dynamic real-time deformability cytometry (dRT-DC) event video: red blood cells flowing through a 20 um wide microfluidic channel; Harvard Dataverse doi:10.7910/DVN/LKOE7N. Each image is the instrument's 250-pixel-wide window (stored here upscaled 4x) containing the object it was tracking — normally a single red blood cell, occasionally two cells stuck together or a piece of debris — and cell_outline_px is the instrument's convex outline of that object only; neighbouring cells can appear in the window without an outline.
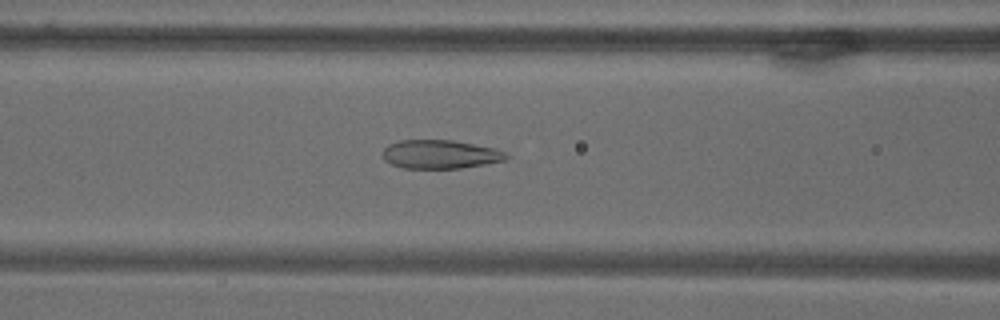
{"species": "common noctule bat (a hibernating species)", "species_latin": "Nyctalus noctula", "temperature_condition": "warm", "stored_images_in_passage": 71, "camera_frame_rate_fps": 3000, "um_per_image_px": 0.085, "animal": {"sex": "male", "body_mass_g": 18.8}, "frame": {"image": 1, "passage_image": 30, "time_ms": 9.667, "image_size_px": [1000, 320], "cell_outline_px": [[508, 156], [504, 160], [484, 164], [460, 168], [404, 168], [392, 164], [384, 160], [384, 148], [388, 144], [400, 140], [452, 140], [496, 148], [504, 152]], "centroid_in_image_um": [37.4, 13.11], "position_along_channel_um": 129.2, "area_um2": 20.46}}
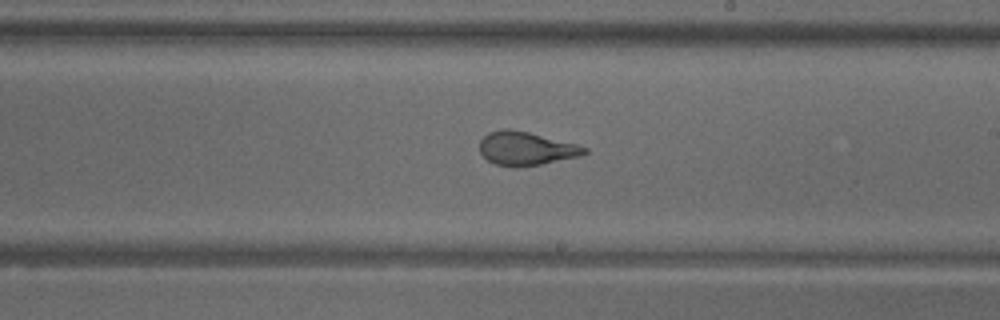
{"frame": {"image": 2, "passage_image": 42, "time_ms": 13.667, "image_size_px": [1000, 320], "cell_outline_px": [[588, 152], [580, 156], [520, 168], [512, 168], [496, 164], [488, 160], [480, 152], [480, 140], [488, 132], [504, 128], [508, 128], [528, 132], [576, 144], [588, 148]], "centroid_in_image_um": [44.69, 12.63], "position_along_channel_um": 244.3, "area_um2": 20.52}}
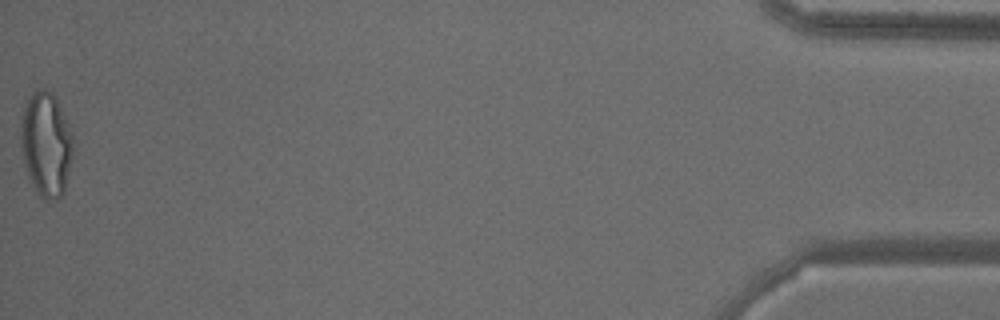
{"frame": {"image": 3, "passage_image": 71, "time_ms": 23.333, "image_size_px": [1000, 320], "cell_outline_px": [[72, 152], [64, 192], [56, 200], [48, 200], [36, 196], [28, 176], [24, 164], [20, 148], [20, 124], [24, 108], [28, 100], [40, 88], [44, 88], [52, 92], [56, 96], [72, 136]], "centroid_in_image_um": [3.88, 12.3], "position_along_channel_um": 431.3, "area_um2": 31.79}}